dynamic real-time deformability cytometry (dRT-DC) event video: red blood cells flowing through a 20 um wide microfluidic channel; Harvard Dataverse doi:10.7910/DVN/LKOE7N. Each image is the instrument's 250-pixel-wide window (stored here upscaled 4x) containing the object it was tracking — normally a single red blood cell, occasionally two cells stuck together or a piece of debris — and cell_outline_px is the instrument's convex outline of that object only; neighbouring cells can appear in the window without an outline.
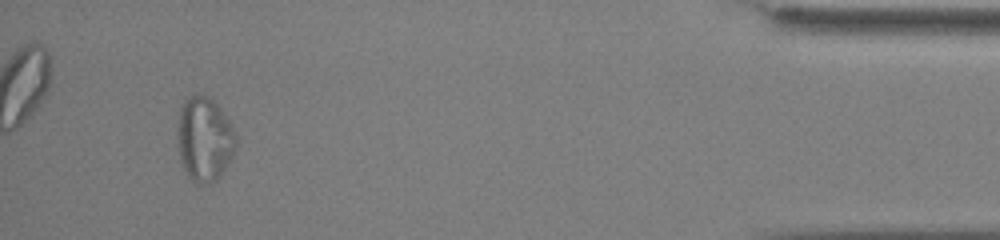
{"species": "common noctule bat (a hibernating species)", "species_latin": "Nyctalus noctula", "temperature_condition": "cold", "stored_images_in_passage": 55, "segment_of_instrument_passage": [2, 2], "camera_frame_rate_fps": 3000, "um_per_image_px": 0.085, "animal": {"sex": "male", "body_mass_g": 13.0, "forearm_length_mm": 53.1}, "frame": {"image": 1, "passage_image": 52, "time_ms": 17.0, "image_size_px": [1000, 240], "cell_outline_px": [[236, 148], [232, 156], [220, 176], [216, 180], [208, 184], [200, 184], [192, 180], [188, 176], [180, 160], [176, 144], [176, 132], [180, 104], [188, 96], [196, 92], [200, 92], [212, 100], [220, 108], [232, 124], [236, 136]], "centroid_in_image_um": [17.34, 11.79], "position_along_channel_um": 417.9, "area_um2": 29.42}}